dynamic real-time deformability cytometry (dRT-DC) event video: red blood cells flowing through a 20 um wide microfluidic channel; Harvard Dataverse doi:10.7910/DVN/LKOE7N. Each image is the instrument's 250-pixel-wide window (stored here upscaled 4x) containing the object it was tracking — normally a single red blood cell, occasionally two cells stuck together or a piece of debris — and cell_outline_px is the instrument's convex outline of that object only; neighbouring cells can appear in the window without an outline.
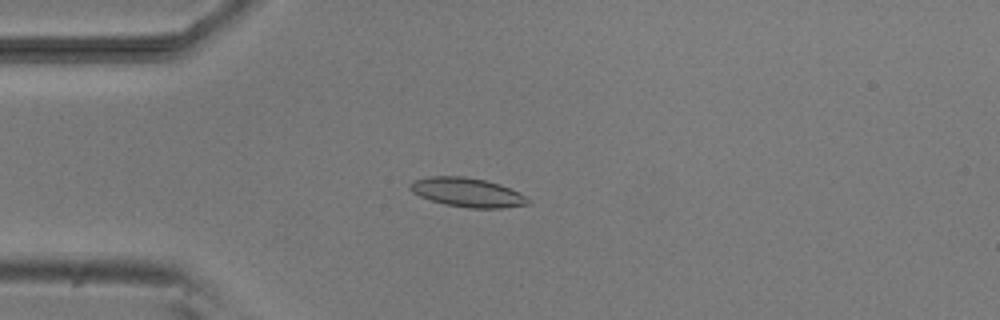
{"species": "common noctule bat (a hibernating species)", "species_latin": "Nyctalus noctula", "temperature_condition": "room temperature", "stored_images_in_passage": 4, "camera_frame_rate_fps": 3000, "um_per_image_px": 0.085, "animal": {"sex": "male", "body_mass_g": 20.5, "forearm_length_mm": 52.5}, "frame": {"image": 1, "passage_image": 3, "time_ms": 2.333, "image_size_px": [1000, 320], "cell_outline_px": [[532, 204], [500, 208], [468, 208], [444, 204], [420, 196], [412, 192], [408, 188], [408, 184], [412, 180], [428, 176], [464, 176], [488, 180], [500, 184], [520, 192], [532, 200]], "centroid_in_image_um": [39.74, 16.34], "position_along_channel_um": 45.3, "area_um2": 20.4}}